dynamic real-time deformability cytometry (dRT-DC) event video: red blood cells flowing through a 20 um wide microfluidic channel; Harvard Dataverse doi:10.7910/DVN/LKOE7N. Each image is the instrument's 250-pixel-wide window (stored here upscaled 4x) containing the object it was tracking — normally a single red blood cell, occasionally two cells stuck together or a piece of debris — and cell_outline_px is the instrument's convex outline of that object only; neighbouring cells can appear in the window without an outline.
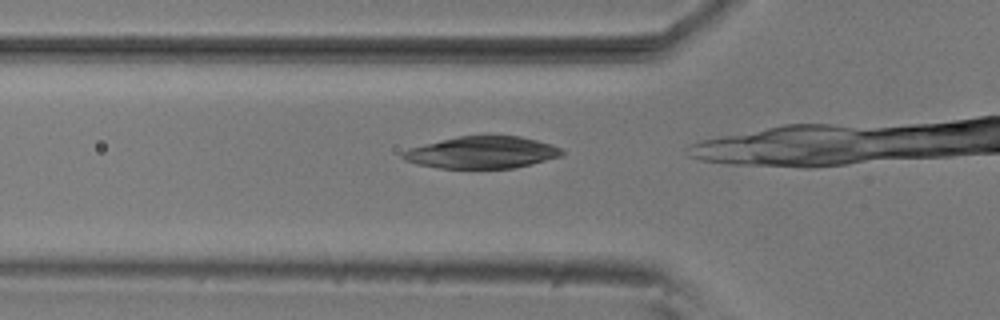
{"species": "common noctule bat (a hibernating species)", "species_latin": "Nyctalus noctula", "temperature_condition": "room temperature", "stored_images_in_passage": 5, "camera_frame_rate_fps": 3000, "um_per_image_px": 0.085, "animal": {"sex": "male", "body_mass_g": 20.5, "forearm_length_mm": 52.5}, "frame": {"image": 1, "passage_image": 3, "time_ms": 0.667, "image_size_px": [1000, 320], "cell_outline_px": [[564, 152], [560, 156], [532, 164], [516, 168], [440, 168], [416, 164], [404, 160], [400, 156], [400, 152], [408, 148], [424, 144], [460, 136], [520, 136], [552, 144], [560, 148]], "centroid_in_image_um": [40.94, 12.96], "position_along_channel_um": 84.9, "area_um2": 29.59}}